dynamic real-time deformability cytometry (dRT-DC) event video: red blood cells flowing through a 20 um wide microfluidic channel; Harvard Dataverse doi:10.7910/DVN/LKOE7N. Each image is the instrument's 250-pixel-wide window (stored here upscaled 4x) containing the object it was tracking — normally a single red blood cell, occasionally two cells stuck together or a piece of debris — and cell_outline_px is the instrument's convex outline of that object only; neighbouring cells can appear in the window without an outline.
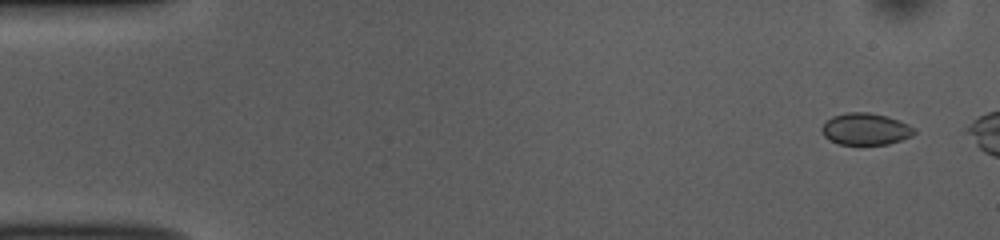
{"species": "common noctule bat (a hibernating species)", "species_latin": "Nyctalus noctula", "temperature_condition": "room temperature", "stored_images_in_passage": 14, "camera_frame_rate_fps": 3000, "um_per_image_px": 0.085, "animal": {"sex": "female", "body_mass_g": 10.0, "forearm_length_mm": 53.1}, "frame": {"image": 1, "passage_image": 3, "time_ms": 0.667, "image_size_px": [1000, 240], "cell_outline_px": [[916, 132], [912, 136], [888, 144], [840, 144], [828, 140], [820, 132], [820, 128], [824, 120], [832, 116], [844, 112], [868, 112], [888, 116], [900, 120], [916, 128]], "centroid_in_image_um": [73.54, 10.95], "position_along_channel_um": 11.5, "area_um2": 17.51}}